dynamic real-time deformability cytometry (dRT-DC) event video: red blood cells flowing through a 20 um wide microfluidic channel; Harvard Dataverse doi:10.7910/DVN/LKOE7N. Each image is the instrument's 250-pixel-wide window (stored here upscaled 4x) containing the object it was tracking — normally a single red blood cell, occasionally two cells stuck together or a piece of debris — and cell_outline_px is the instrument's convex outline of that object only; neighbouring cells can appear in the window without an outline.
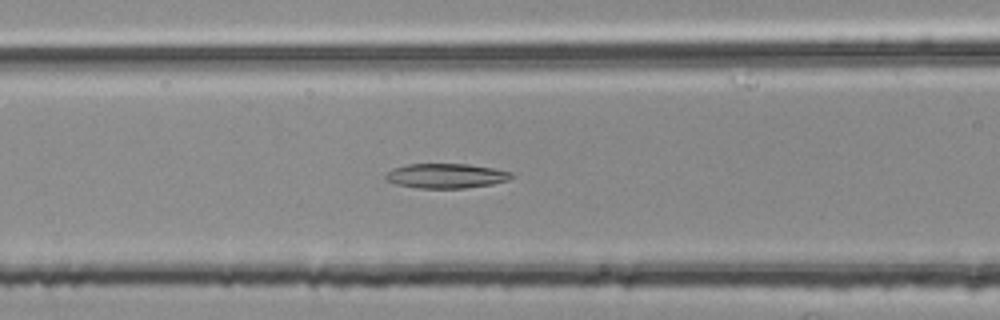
{"species": "common noctule bat (a hibernating species)", "species_latin": "Nyctalus noctula", "temperature_condition": "room temperature", "stored_images_in_passage": 50, "camera_frame_rate_fps": 3000, "um_per_image_px": 0.085, "animal": {"sex": "female", "body_mass_g": 25.1}, "frame": {"image": 1, "passage_image": 18, "time_ms": 5.667, "image_size_px": [1000, 320], "cell_outline_px": [[516, 176], [508, 180], [492, 184], [464, 188], [416, 188], [396, 184], [388, 180], [384, 176], [392, 168], [404, 164], [468, 164], [492, 168], [512, 172]], "centroid_in_image_um": [37.92, 14.94], "position_along_channel_um": 128.7, "area_um2": 18.15}}
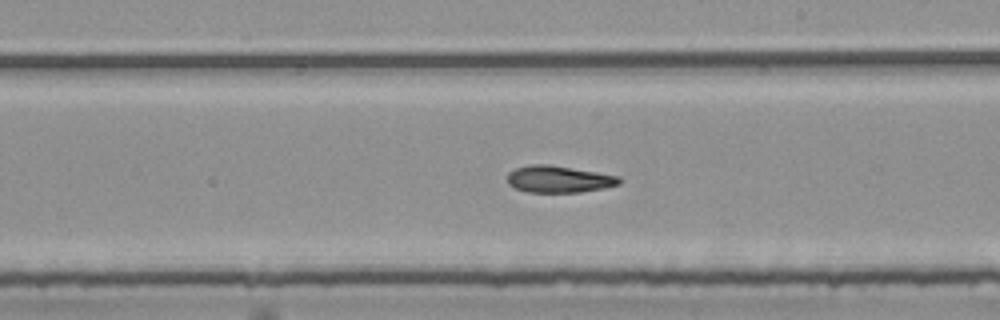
{"frame": {"image": 2, "passage_image": 27, "time_ms": 8.667, "image_size_px": [1000, 320], "cell_outline_px": [[620, 184], [604, 188], [580, 192], [528, 192], [516, 188], [508, 184], [508, 172], [516, 168], [532, 164], [548, 164], [620, 176]], "centroid_in_image_um": [47.5, 15.23], "position_along_channel_um": 241.5, "area_um2": 17.4}}
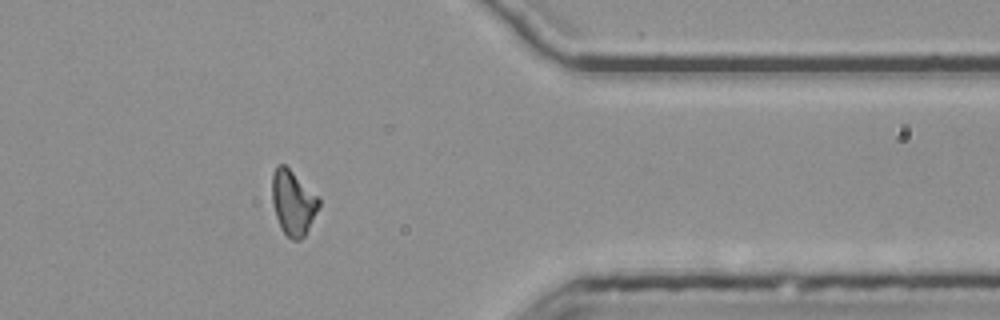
{"frame": {"image": 3, "passage_image": 40, "time_ms": 13.0, "image_size_px": [1000, 320], "cell_outline_px": [[320, 204], [304, 236], [300, 240], [292, 240], [280, 228], [272, 204], [272, 172], [276, 164], [284, 164], [320, 200]], "centroid_in_image_um": [24.86, 17.23], "position_along_channel_um": 386.5, "area_um2": 17.28}}